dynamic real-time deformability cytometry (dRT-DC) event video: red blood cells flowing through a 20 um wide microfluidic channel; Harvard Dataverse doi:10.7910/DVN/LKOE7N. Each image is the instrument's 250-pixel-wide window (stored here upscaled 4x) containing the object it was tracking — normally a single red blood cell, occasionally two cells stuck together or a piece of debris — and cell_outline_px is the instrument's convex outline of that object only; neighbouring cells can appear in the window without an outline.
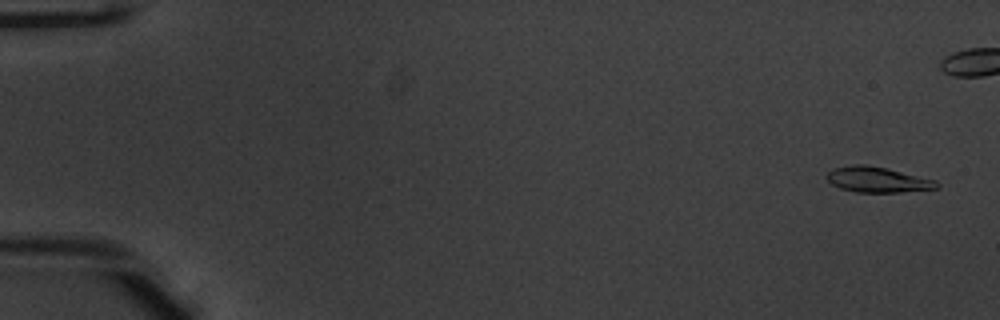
{"species": "common noctule bat (a hibernating species)", "species_latin": "Nyctalus noctula", "temperature_condition": "warm", "stored_images_in_passage": 54, "camera_frame_rate_fps": 3000, "um_per_image_px": 0.085, "animal": {"sex": "male", "body_mass_g": 20.1, "forearm_length_mm": 53.5}, "frame": {"image": 1, "passage_image": 3, "time_ms": 0.667, "image_size_px": [1000, 320], "cell_outline_px": [[940, 188], [900, 192], [856, 192], [840, 188], [832, 184], [828, 180], [828, 172], [836, 168], [852, 164], [868, 164], [888, 168], [936, 180], [940, 184]], "centroid_in_image_um": [74.64, 15.26], "position_along_channel_um": 10.4, "area_um2": 16.36}}
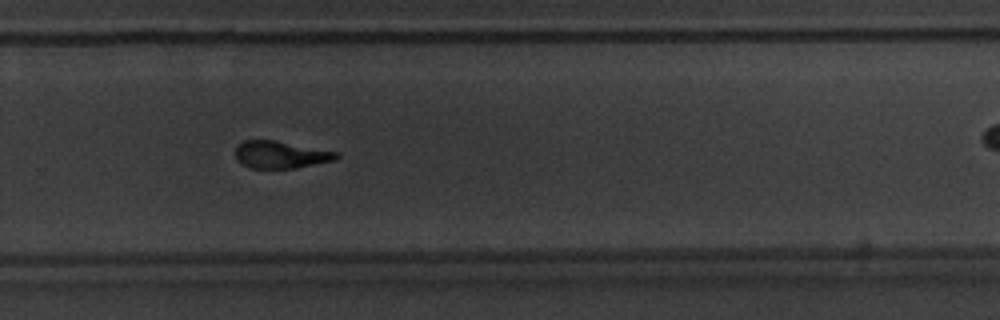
{"frame": {"image": 2, "passage_image": 37, "time_ms": 12.0, "image_size_px": [1000, 320], "cell_outline_px": [[340, 156], [336, 160], [296, 168], [252, 168], [236, 160], [236, 144], [244, 140], [272, 140], [340, 152]], "centroid_in_image_um": [23.88, 13.14], "position_along_channel_um": 305.9, "area_um2": 16.07}}
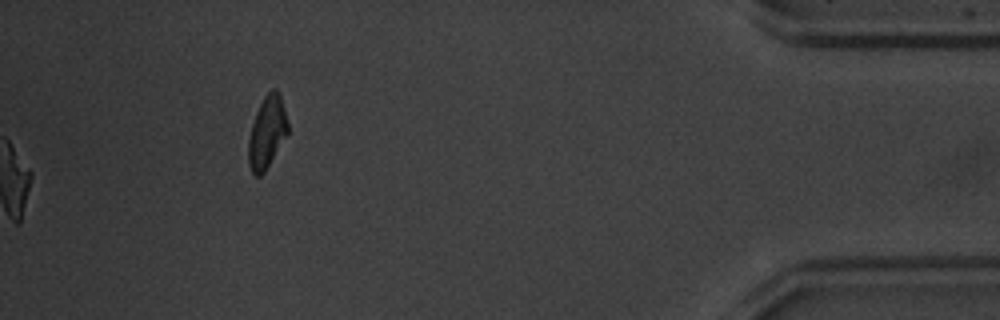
{"frame": {"image": 3, "passage_image": 54, "time_ms": 17.667, "image_size_px": [1000, 320], "cell_outline_px": [[288, 136], [264, 172], [260, 176], [256, 176], [252, 172], [248, 164], [248, 140], [252, 124], [256, 112], [264, 96], [272, 88], [276, 88], [280, 92], [288, 124]], "centroid_in_image_um": [22.71, 11.24], "position_along_channel_um": 412.5, "area_um2": 16.76}, "authors_computed_cell_mechanics": {"area_um2": 17.0221, "velocity_mm_per_s": 3.9439, "shape_relaxation_time_tau1_ms": 2.9086, "shape_relaxation_time_tau2_ms": 2.2099, "deformation_change_tau1": 0.1841, "deformation_change_tau2": 0.1056}}